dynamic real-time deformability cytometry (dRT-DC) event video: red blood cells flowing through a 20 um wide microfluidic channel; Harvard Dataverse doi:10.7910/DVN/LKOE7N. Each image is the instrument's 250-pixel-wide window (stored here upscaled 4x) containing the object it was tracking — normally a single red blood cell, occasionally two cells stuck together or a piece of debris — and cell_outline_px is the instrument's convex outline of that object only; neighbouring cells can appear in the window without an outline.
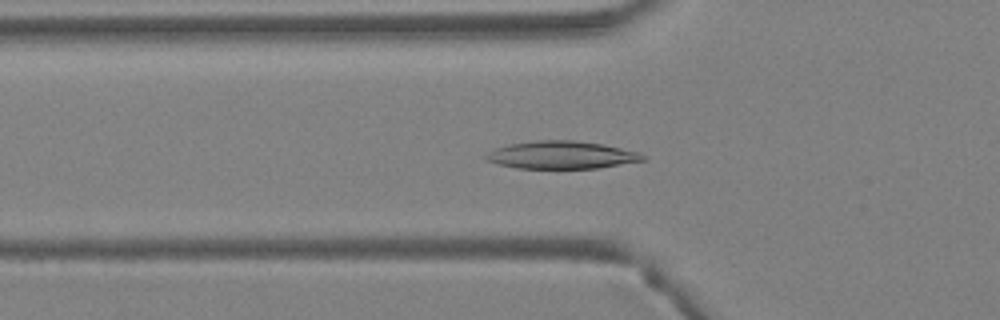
{"species": "Egyptian fruit bat (a non-hibernating species)", "species_latin": "Rousettus aegyptiacus", "temperature_condition": "warm", "stored_images_in_passage": 38, "camera_frame_rate_fps": 3000, "um_per_image_px": 0.085, "animal": {"sex": "female"}, "frame": {"image": 1, "passage_image": 12, "time_ms": 3.667, "image_size_px": [1000, 320], "cell_outline_px": [[648, 160], [596, 168], [516, 168], [484, 160], [480, 156], [496, 148], [508, 144], [536, 140], [572, 140], [600, 144], [640, 152], [648, 156]], "centroid_in_image_um": [47.72, 13.17], "position_along_channel_um": 78.1, "area_um2": 25.43}}
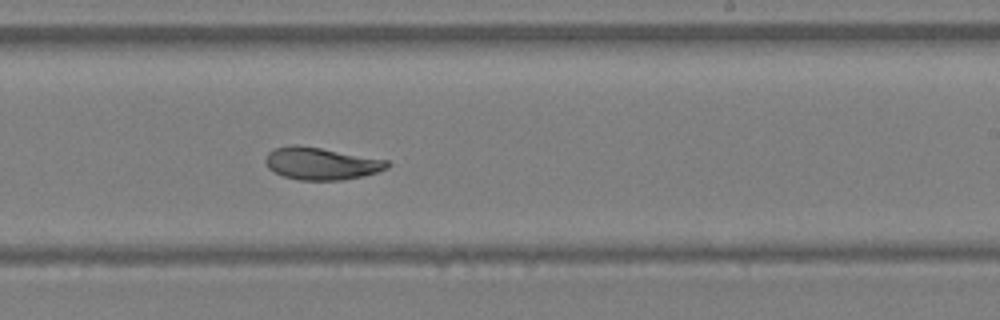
{"frame": {"image": 2, "passage_image": 23, "time_ms": 7.333, "image_size_px": [1000, 320], "cell_outline_px": [[392, 164], [388, 168], [364, 176], [340, 180], [300, 180], [284, 176], [268, 168], [264, 160], [268, 152], [276, 148], [292, 144], [296, 144], [320, 148], [388, 160]], "centroid_in_image_um": [27.31, 13.9], "position_along_channel_um": 261.7, "area_um2": 22.83}}
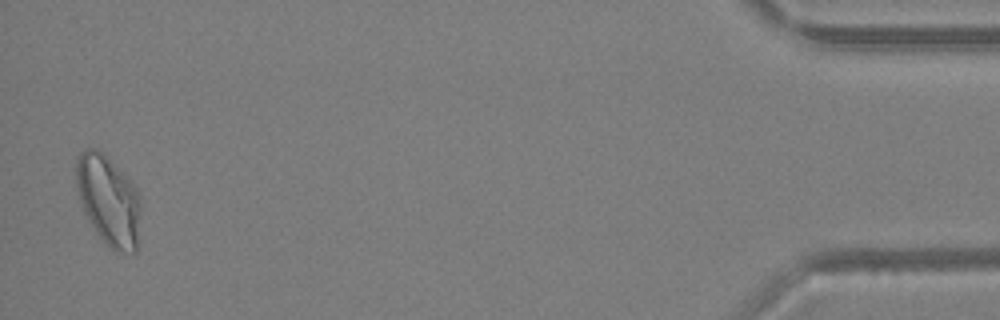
{"frame": {"image": 3, "passage_image": 38, "time_ms": 12.333, "image_size_px": [1000, 320], "cell_outline_px": [[140, 208], [136, 252], [116, 252], [96, 232], [84, 212], [80, 200], [76, 184], [76, 156], [80, 152], [88, 148], [96, 148], [128, 176], [132, 180], [140, 192]], "centroid_in_image_um": [9.23, 16.99], "position_along_channel_um": 426.0, "area_um2": 33.76}}